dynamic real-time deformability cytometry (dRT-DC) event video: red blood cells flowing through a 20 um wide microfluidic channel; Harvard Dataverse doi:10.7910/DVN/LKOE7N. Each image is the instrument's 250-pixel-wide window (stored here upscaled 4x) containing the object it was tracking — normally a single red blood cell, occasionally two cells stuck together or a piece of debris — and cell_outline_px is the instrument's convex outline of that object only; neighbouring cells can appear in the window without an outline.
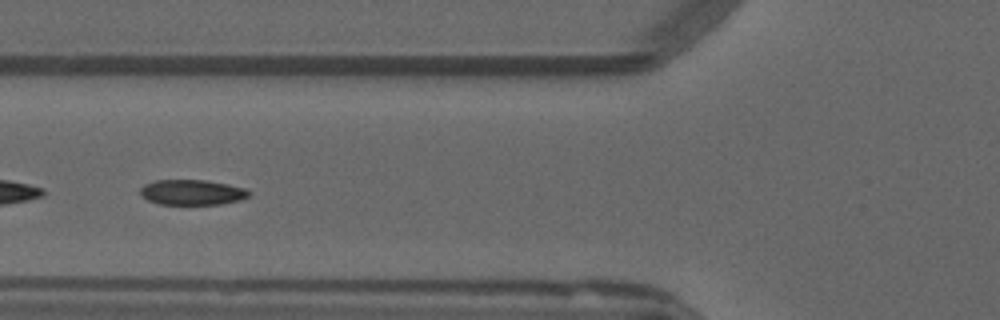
{"species": "common noctule bat (a hibernating species)", "species_latin": "Nyctalus noctula", "temperature_condition": "warm", "stored_images_in_passage": 42, "segment_of_instrument_passage": [2, 2], "camera_frame_rate_fps": 3000, "um_per_image_px": 0.085, "animal": {"sex": "male", "forearm_length_mm": 52.5}, "frame": {"image": 1, "passage_image": 19, "time_ms": 6.0, "image_size_px": [1000, 320], "cell_outline_px": [[252, 192], [248, 196], [240, 200], [220, 204], [160, 204], [148, 200], [140, 192], [140, 188], [144, 184], [156, 180], [204, 180], [228, 184], [244, 188]], "centroid_in_image_um": [16.34, 16.34], "position_along_channel_um": 109.5, "area_um2": 15.9}}
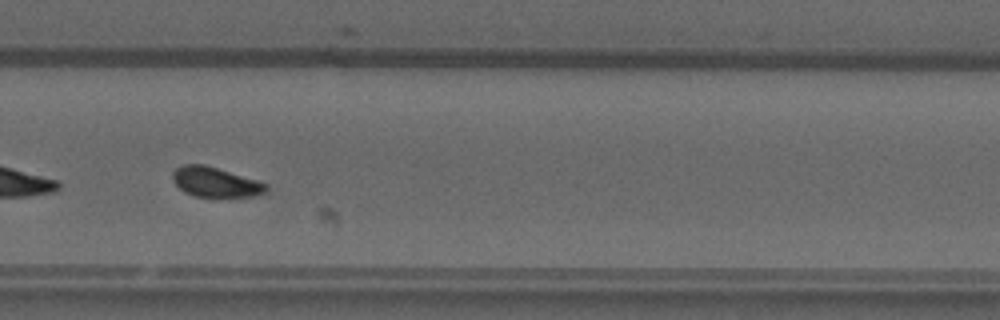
{"frame": {"image": 2, "passage_image": 35, "time_ms": 11.333, "image_size_px": [1000, 320], "cell_outline_px": [[268, 188], [264, 192], [252, 196], [196, 196], [184, 192], [172, 180], [172, 172], [176, 168], [184, 164], [204, 164], [256, 180], [268, 184]], "centroid_in_image_um": [18.27, 15.46], "position_along_channel_um": 311.5, "area_um2": 15.95}}